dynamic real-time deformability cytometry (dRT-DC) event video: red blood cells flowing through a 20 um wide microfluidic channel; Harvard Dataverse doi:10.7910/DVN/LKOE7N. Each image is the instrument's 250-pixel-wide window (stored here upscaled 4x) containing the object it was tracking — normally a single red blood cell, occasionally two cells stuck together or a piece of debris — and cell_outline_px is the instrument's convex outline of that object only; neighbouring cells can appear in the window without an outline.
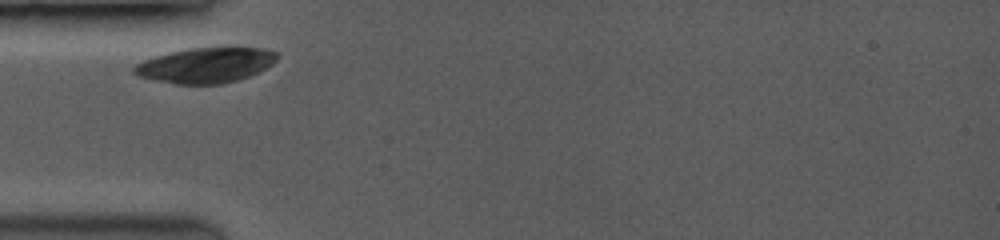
{"species": "common noctule bat (a hibernating species)", "species_latin": "Nyctalus noctula", "temperature_condition": "room temperature", "stored_images_in_passage": 2, "camera_frame_rate_fps": 3500, "um_per_image_px": 0.085, "animal": {"sex": "female", "body_mass_g": 19.0, "forearm_length_mm": 53.3}, "frame": {"image": 1, "passage_image": 1, "time_ms": 0.0, "image_size_px": [1000, 240], "cell_outline_px": [[280, 56], [272, 64], [248, 76], [236, 80], [220, 84], [176, 84], [156, 80], [140, 76], [132, 72], [132, 68], [136, 64], [144, 60], [168, 52], [188, 48], [264, 48], [276, 52]], "centroid_in_image_um": [17.47, 5.54], "position_along_channel_um": 67.5, "area_um2": 29.02}}